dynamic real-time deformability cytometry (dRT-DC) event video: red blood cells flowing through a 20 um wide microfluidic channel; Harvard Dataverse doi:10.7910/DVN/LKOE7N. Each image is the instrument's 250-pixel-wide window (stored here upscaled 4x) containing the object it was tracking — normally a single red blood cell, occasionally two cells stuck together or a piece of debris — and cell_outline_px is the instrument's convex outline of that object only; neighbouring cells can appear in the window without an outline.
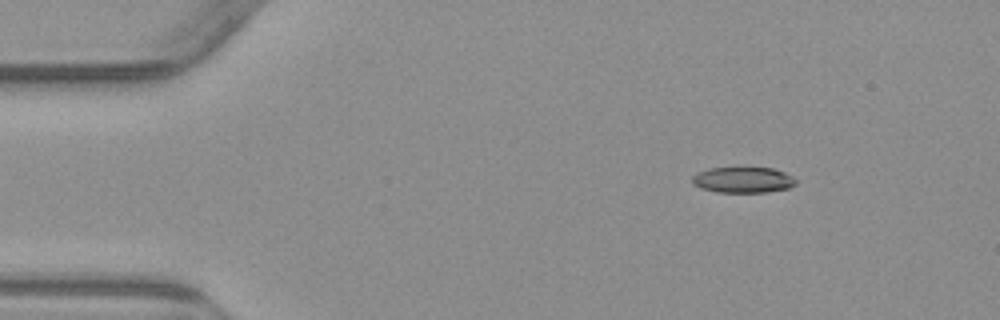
{"species": "common noctule bat (a hibernating species)", "species_latin": "Nyctalus noctula", "temperature_condition": "warm", "stored_images_in_passage": 4, "segment_of_instrument_passage": [1, 2], "camera_frame_rate_fps": 3000, "um_per_image_px": 0.085, "animal": {"sex": "male", "body_mass_g": 23.1, "forearm_length_mm": 52.7}, "frame": {"image": 1, "passage_image": 1, "time_ms": 0.0, "image_size_px": [1000, 320], "cell_outline_px": [[796, 184], [788, 188], [764, 192], [716, 192], [700, 188], [692, 184], [692, 176], [700, 172], [712, 168], [744, 164], [772, 168], [784, 172], [792, 176], [796, 180]], "centroid_in_image_um": [63.15, 15.24], "position_along_channel_um": 21.8, "area_um2": 16.3}}